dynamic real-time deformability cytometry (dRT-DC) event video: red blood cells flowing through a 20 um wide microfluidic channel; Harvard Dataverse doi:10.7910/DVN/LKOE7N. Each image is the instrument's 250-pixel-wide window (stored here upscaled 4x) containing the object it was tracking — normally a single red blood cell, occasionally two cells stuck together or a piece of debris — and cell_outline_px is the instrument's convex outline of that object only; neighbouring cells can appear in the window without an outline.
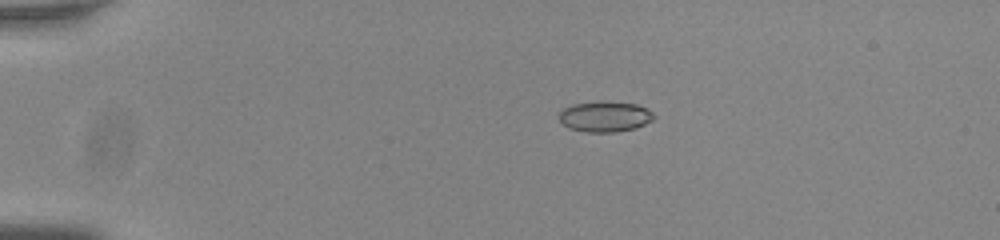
{"species": "common noctule bat (a hibernating species)", "species_latin": "Nyctalus noctula", "temperature_condition": "room temperature", "stored_images_in_passage": 49, "camera_frame_rate_fps": 3000, "um_per_image_px": 0.085, "animal": {"sex": "male", "body_mass_g": 20.0, "forearm_length_mm": 53.3}, "frame": {"image": 1, "passage_image": 6, "time_ms": 1.667, "image_size_px": [1000, 240], "cell_outline_px": [[656, 116], [652, 120], [636, 128], [616, 132], [588, 132], [568, 128], [560, 120], [560, 112], [564, 108], [572, 104], [596, 100], [636, 104], [648, 108]], "centroid_in_image_um": [51.43, 9.89], "position_along_channel_um": 33.6, "area_um2": 17.05}}
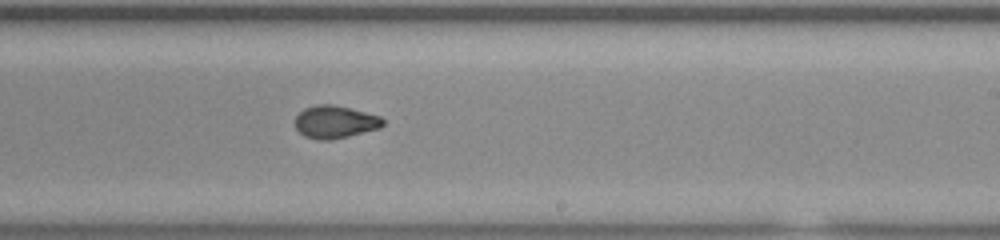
{"frame": {"image": 2, "passage_image": 29, "time_ms": 9.333, "image_size_px": [1000, 240], "cell_outline_px": [[384, 124], [380, 128], [332, 140], [316, 140], [304, 136], [296, 128], [296, 116], [304, 108], [316, 104], [332, 104], [380, 116], [384, 120]], "centroid_in_image_um": [28.46, 10.37], "position_along_channel_um": 260.5, "area_um2": 16.65}}
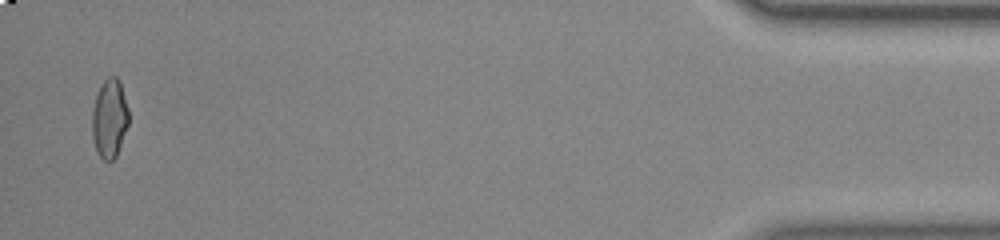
{"frame": {"image": 3, "passage_image": 48, "time_ms": 15.667, "image_size_px": [1000, 240], "cell_outline_px": [[128, 124], [116, 156], [112, 160], [104, 160], [100, 156], [96, 148], [92, 136], [92, 112], [96, 96], [100, 84], [108, 76], [116, 76], [120, 80], [128, 108]], "centroid_in_image_um": [9.31, 10.02], "position_along_channel_um": 425.9, "area_um2": 16.7}, "authors_computed_cell_mechanics": {"area_um2": 16.9932, "velocity_mm_per_s": 3.8079, "shape_relaxation_time_tau1_ms": 7.1644, "shape_relaxation_time_tau2_ms": 1.4072, "deformation_change_tau1": 0.1696, "deformation_change_tau2": 0.0638}}